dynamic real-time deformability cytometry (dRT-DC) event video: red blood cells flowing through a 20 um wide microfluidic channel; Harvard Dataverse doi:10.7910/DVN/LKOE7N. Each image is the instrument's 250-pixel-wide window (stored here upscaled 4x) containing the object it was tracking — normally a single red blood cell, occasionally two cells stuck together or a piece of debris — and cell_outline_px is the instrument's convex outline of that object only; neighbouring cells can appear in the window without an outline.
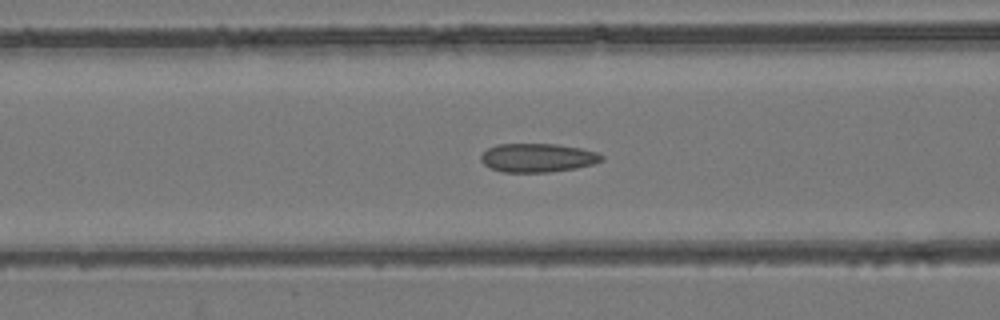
{"species": "common noctule bat (a hibernating species)", "species_latin": "Nyctalus noctula", "temperature_condition": "room temperature", "stored_images_in_passage": 55, "camera_frame_rate_fps": 3000, "um_per_image_px": 0.085, "animal": {"sex": "female", "body_mass_g": 24.6, "forearm_length_mm": 56.2}, "frame": {"image": 1, "passage_image": 23, "time_ms": 7.333, "image_size_px": [1000, 320], "cell_outline_px": [[604, 160], [592, 164], [576, 168], [548, 172], [504, 172], [492, 168], [484, 164], [480, 160], [480, 156], [488, 148], [496, 144], [556, 144], [580, 148], [596, 152], [604, 156]], "centroid_in_image_um": [45.7, 13.4], "position_along_channel_um": 120.9, "area_um2": 20.11}}
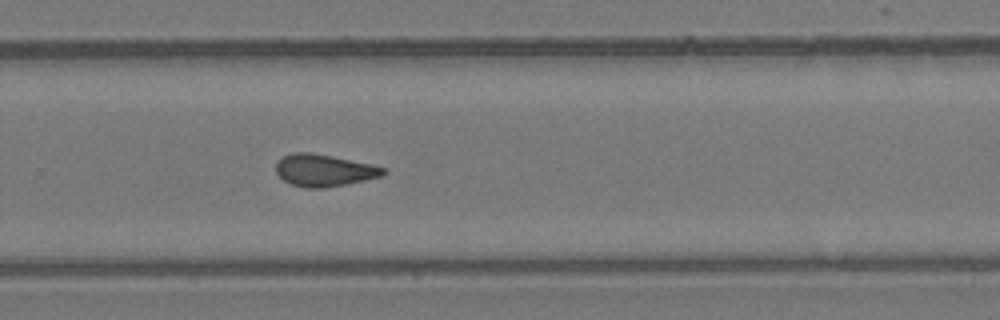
{"frame": {"image": 2, "passage_image": 37, "time_ms": 12.0, "image_size_px": [1000, 320], "cell_outline_px": [[388, 172], [384, 176], [348, 184], [328, 188], [304, 188], [292, 184], [284, 180], [276, 172], [276, 164], [284, 156], [292, 152], [312, 152], [372, 164], [388, 168]], "centroid_in_image_um": [27.62, 14.49], "position_along_channel_um": 302.2, "area_um2": 20.35}}
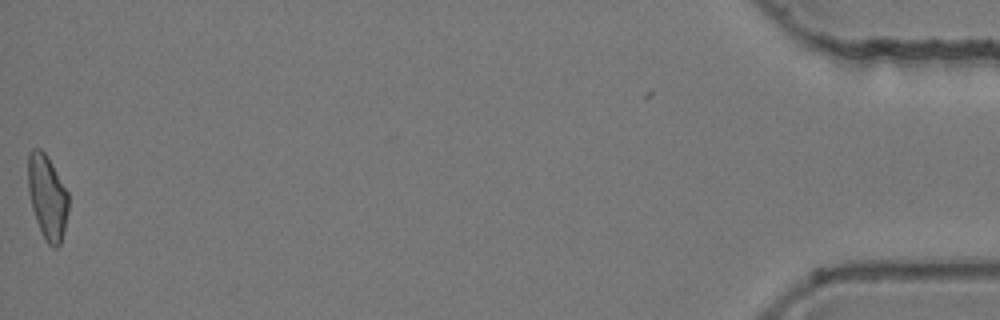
{"frame": {"image": 3, "passage_image": 55, "time_ms": 18.0, "image_size_px": [1000, 320], "cell_outline_px": [[68, 212], [60, 244], [56, 248], [52, 248], [48, 244], [36, 220], [32, 208], [28, 192], [28, 152], [32, 148], [40, 148], [44, 152], [52, 164], [68, 192]], "centroid_in_image_um": [4.01, 16.72], "position_along_channel_um": 431.2, "area_um2": 19.71}, "authors_computed_cell_mechanics": {"area_um2": 20.23, "velocity_mm_per_s": 3.8903, "shape_relaxation_time_tau1_ms": null, "shape_relaxation_time_tau2_ms": 2.5633, "deformation_change_tau1": null, "deformation_change_tau2": 0.0874}}